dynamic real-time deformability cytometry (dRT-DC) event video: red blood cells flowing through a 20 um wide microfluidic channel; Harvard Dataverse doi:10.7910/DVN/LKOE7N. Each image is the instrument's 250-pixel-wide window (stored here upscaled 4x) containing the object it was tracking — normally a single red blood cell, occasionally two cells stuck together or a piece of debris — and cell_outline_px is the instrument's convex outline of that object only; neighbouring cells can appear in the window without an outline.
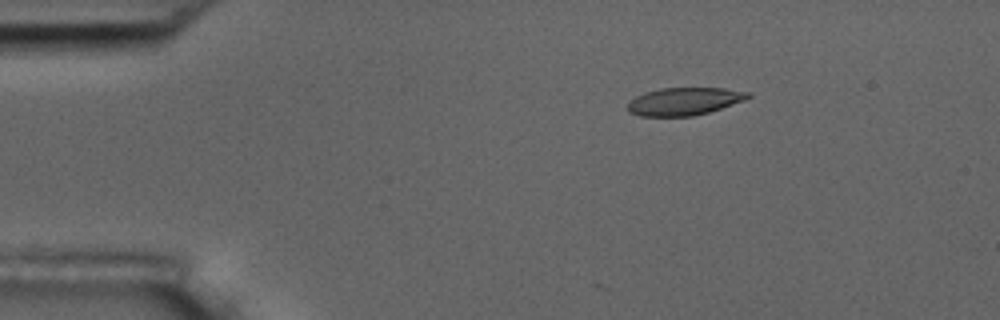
{"species": "common noctule bat (a hibernating species)", "species_latin": "Nyctalus noctula", "temperature_condition": "room temperature", "stored_images_in_passage": 5, "camera_frame_rate_fps": 3000, "um_per_image_px": 0.085, "animal": {"sex": "male", "body_mass_g": 17.5, "forearm_length_mm": 52.3}, "frame": {"image": 1, "passage_image": 2, "time_ms": 0.333, "image_size_px": [1000, 320], "cell_outline_px": [[752, 96], [744, 100], [708, 112], [692, 116], [640, 116], [628, 112], [628, 104], [636, 96], [644, 92], [660, 88], [724, 88], [752, 92]], "centroid_in_image_um": [58.17, 8.6], "position_along_channel_um": 26.8, "area_um2": 19.36}}